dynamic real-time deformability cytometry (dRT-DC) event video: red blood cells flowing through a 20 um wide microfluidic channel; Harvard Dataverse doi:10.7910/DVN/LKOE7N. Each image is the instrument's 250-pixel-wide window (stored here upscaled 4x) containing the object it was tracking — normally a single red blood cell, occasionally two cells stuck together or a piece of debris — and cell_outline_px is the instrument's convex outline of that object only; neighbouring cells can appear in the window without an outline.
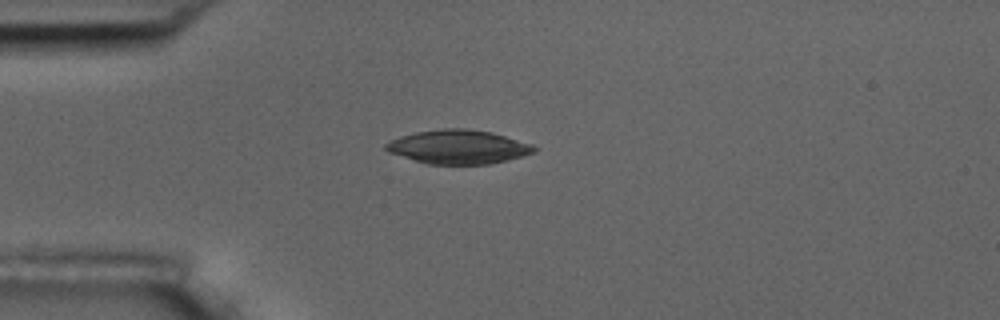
{"species": "common noctule bat (a hibernating species)", "species_latin": "Nyctalus noctula", "temperature_condition": "room temperature", "stored_images_in_passage": 42, "camera_frame_rate_fps": 3000, "um_per_image_px": 0.085, "animal": {"sex": "male", "body_mass_g": 17.5, "forearm_length_mm": 52.3}, "frame": {"image": 1, "passage_image": 1, "time_ms": 0.0, "image_size_px": [1000, 320], "cell_outline_px": [[536, 148], [532, 152], [508, 160], [488, 164], [428, 164], [388, 152], [384, 148], [384, 144], [388, 140], [400, 136], [416, 132], [444, 128], [468, 128], [492, 132], [532, 144]], "centroid_in_image_um": [38.91, 12.47], "position_along_channel_um": 46.1, "area_um2": 29.19}}
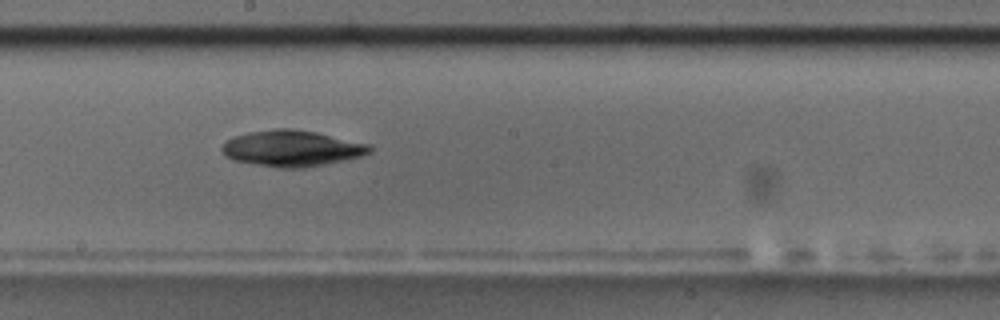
{"frame": {"image": 2, "passage_image": 17, "time_ms": 5.333, "image_size_px": [1000, 320], "cell_outline_px": [[372, 152], [360, 156], [344, 160], [304, 168], [280, 168], [232, 160], [224, 156], [220, 148], [228, 140], [236, 136], [248, 132], [276, 128], [288, 128], [316, 132], [372, 144]], "centroid_in_image_um": [24.82, 12.61], "position_along_channel_um": 223.4, "area_um2": 31.1}}
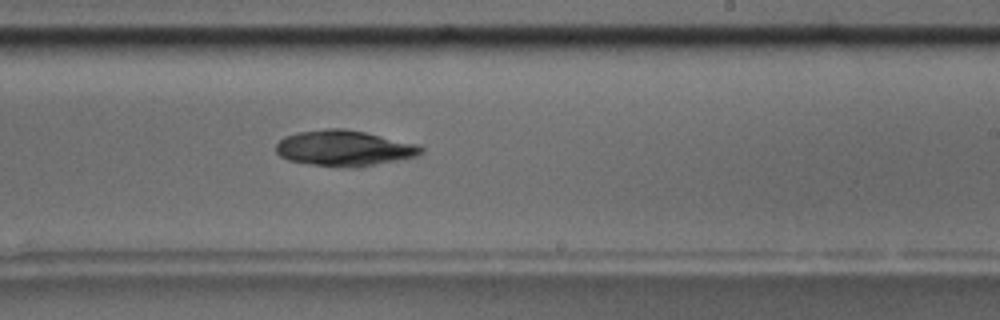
{"frame": {"image": 3, "passage_image": 20, "time_ms": 6.333, "image_size_px": [1000, 320], "cell_outline_px": [[424, 152], [420, 156], [400, 160], [352, 168], [348, 168], [312, 164], [288, 160], [280, 156], [276, 152], [276, 144], [284, 136], [296, 132], [324, 128], [344, 128], [364, 132], [420, 144], [424, 148]], "centroid_in_image_um": [29.3, 12.59], "position_along_channel_um": 259.7, "area_um2": 30.52}, "authors_computed_cell_mechanics": {"area_um2": 29.7381, "velocity_mm_per_s": 3.6449, "shape_relaxation_time_tau1_ms": 6.8439, "shape_relaxation_time_tau2_ms": null, "deformation_change_tau1": 0.1459, "deformation_change_tau2": null}}